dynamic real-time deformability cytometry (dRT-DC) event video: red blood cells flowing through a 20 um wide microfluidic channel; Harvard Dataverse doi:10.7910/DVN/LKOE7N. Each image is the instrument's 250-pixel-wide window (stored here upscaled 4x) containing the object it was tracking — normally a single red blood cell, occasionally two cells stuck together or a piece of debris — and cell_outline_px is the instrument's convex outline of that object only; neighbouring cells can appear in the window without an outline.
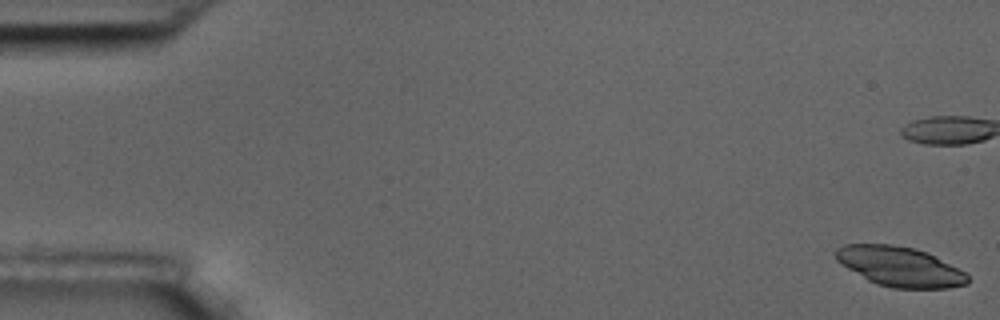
{"species": "common noctule bat (a hibernating species)", "species_latin": "Nyctalus noctula", "temperature_condition": "room temperature", "stored_images_in_passage": 58, "camera_frame_rate_fps": 3000, "um_per_image_px": 0.085, "animal": {"sex": "male", "body_mass_g": 17.5, "forearm_length_mm": 52.3}, "frame": {"image": 1, "passage_image": 1, "time_ms": 0.0, "image_size_px": [1000, 320], "cell_outline_px": [[968, 284], [948, 288], [892, 288], [876, 284], [868, 280], [848, 268], [836, 260], [836, 248], [844, 244], [892, 244], [916, 248], [928, 252], [936, 256], [964, 272], [968, 276]], "centroid_in_image_um": [76.49, 22.65], "position_along_channel_um": 8.5, "area_um2": 30.52}}